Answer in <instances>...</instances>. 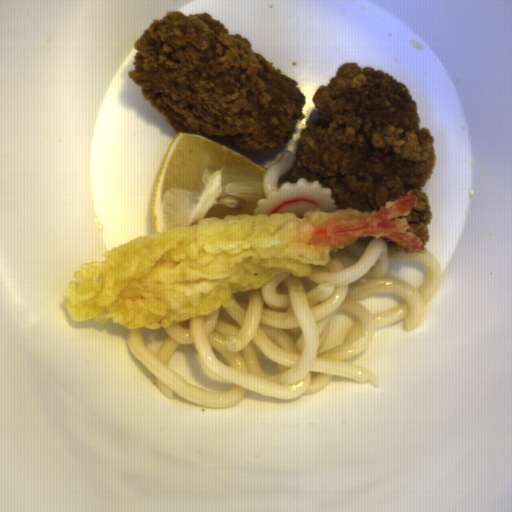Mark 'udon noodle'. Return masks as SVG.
<instances>
[{
	"instance_id": "obj_1",
	"label": "udon noodle",
	"mask_w": 512,
	"mask_h": 512,
	"mask_svg": "<svg viewBox=\"0 0 512 512\" xmlns=\"http://www.w3.org/2000/svg\"><path fill=\"white\" fill-rule=\"evenodd\" d=\"M325 266L297 278L282 272L260 289L234 290V305L209 317H196L167 328L128 330L125 342L134 358L154 377L159 392L210 408L241 403L247 391L293 401L317 394L335 377L380 387L372 370L349 360L367 351L377 328L404 320L412 332L423 322L426 304L442 284V266L427 251H410L389 239L357 237L331 251ZM392 261L425 265L420 287L390 274ZM401 297L399 306L372 314L357 302L369 296ZM346 313L353 325L342 346L319 354L331 318ZM195 347L200 369L216 381L233 385L228 393L186 383L169 370L179 345Z\"/></svg>"
},
{
	"instance_id": "obj_2",
	"label": "udon noodle",
	"mask_w": 512,
	"mask_h": 512,
	"mask_svg": "<svg viewBox=\"0 0 512 512\" xmlns=\"http://www.w3.org/2000/svg\"><path fill=\"white\" fill-rule=\"evenodd\" d=\"M295 160V152L284 149L279 160L266 168L261 182L265 198H268L269 192L279 191L280 177L287 174L294 167Z\"/></svg>"
}]
</instances>
